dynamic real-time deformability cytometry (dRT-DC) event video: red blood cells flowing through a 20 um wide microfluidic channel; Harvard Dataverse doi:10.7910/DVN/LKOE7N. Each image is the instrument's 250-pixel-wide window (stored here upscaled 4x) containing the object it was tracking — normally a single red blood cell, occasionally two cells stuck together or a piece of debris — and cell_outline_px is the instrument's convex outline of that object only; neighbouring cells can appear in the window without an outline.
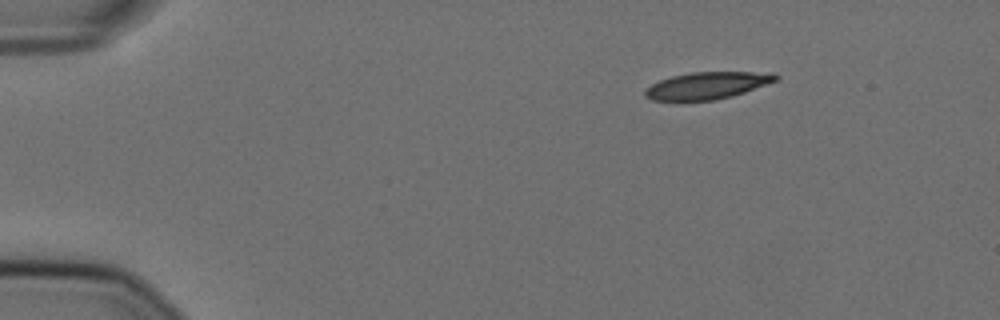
{"species": "Egyptian fruit bat (a non-hibernating species)", "species_latin": "Rousettus aegyptiacus", "temperature_condition": "cold", "stored_images_in_passage": 49, "camera_frame_rate_fps": 3000, "um_per_image_px": 0.085, "animal": {"sex": "female"}, "frame": {"image": 1, "passage_image": 1, "time_ms": 0.0, "image_size_px": [1000, 320], "cell_outline_px": [[780, 76], [776, 80], [744, 92], [732, 96], [716, 100], [680, 104], [652, 100], [644, 96], [644, 92], [652, 84], [660, 80], [672, 76], [692, 72], [772, 72]], "centroid_in_image_um": [60.03, 7.32], "position_along_channel_um": 25.0, "area_um2": 21.27}}
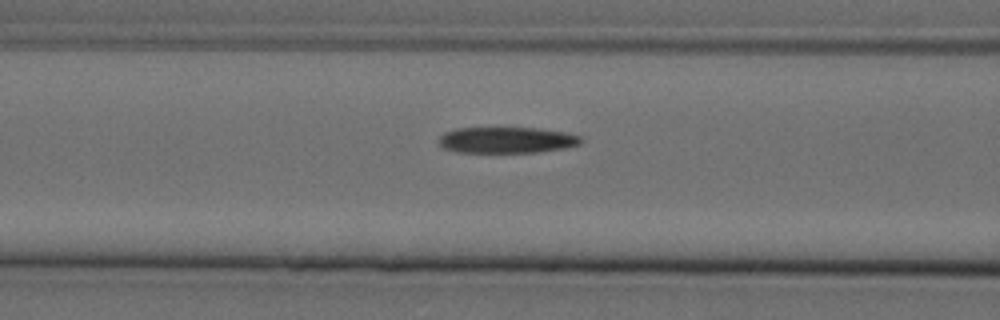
{"frame": {"image": 2, "passage_image": 16, "time_ms": 5.0, "image_size_px": [1000, 320], "cell_outline_px": [[584, 140], [580, 144], [564, 148], [536, 152], [456, 152], [444, 148], [440, 144], [440, 136], [444, 132], [456, 128], [540, 128], [564, 132], [580, 136]], "centroid_in_image_um": [43.08, 11.9], "position_along_channel_um": 123.5, "area_um2": 21.56}}
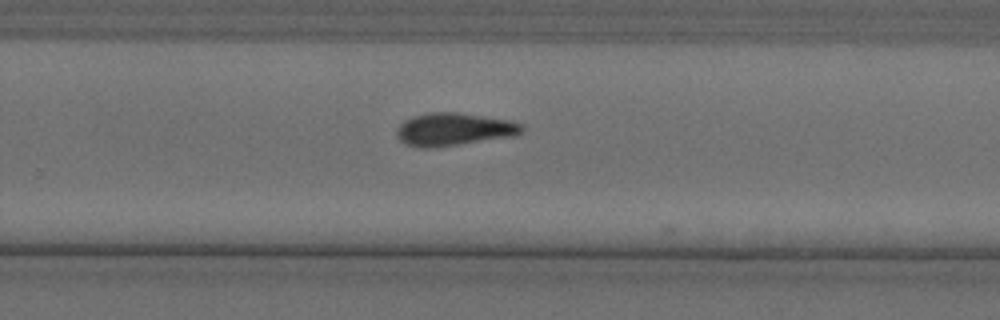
{"frame": {"image": 3, "passage_image": 30, "time_ms": 9.667, "image_size_px": [1000, 320], "cell_outline_px": [[524, 128], [520, 132], [512, 136], [436, 148], [416, 148], [404, 144], [396, 136], [396, 128], [404, 120], [412, 116], [428, 112], [456, 112], [512, 120], [524, 124]], "centroid_in_image_um": [38.53, 11.0], "position_along_channel_um": 291.3, "area_um2": 24.28}, "authors_computed_cell_mechanics": {"area_um2": 22.542, "velocity_mm_per_s": 3.6031, "shape_relaxation_time_tau1_ms": null, "shape_relaxation_time_tau2_ms": 9.8358, "deformation_change_tau1": null, "deformation_change_tau2": 0.1699}}